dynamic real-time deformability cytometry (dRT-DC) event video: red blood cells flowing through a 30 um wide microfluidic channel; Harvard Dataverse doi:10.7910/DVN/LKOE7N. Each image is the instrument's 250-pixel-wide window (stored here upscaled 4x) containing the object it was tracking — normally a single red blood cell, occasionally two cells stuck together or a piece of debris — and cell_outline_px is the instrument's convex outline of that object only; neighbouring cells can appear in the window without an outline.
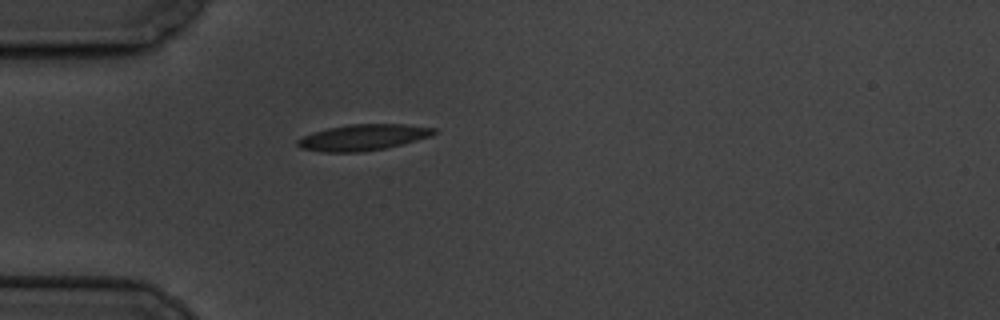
{"species": "common noctule bat (a hibernating species)", "species_latin": "Nyctalus noctula", "temperature_condition": "cold", "stored_images_in_passage": 1, "camera_frame_rate_fps": 3000, "um_per_image_px": 0.085, "animal": {"sex": "male", "body_mass_g": 19.5, "forearm_length_mm": 54.6}, "frame": {"image": 1, "passage_image": 1, "time_ms": 0.0, "image_size_px": [1000, 320], "cell_outline_px": [[436, 132], [432, 136], [384, 148], [360, 152], [324, 152], [300, 148], [296, 144], [296, 140], [312, 132], [328, 128], [348, 124], [404, 124], [436, 128]], "centroid_in_image_um": [30.83, 11.67], "position_along_channel_um": 54.2, "area_um2": 20.63}}